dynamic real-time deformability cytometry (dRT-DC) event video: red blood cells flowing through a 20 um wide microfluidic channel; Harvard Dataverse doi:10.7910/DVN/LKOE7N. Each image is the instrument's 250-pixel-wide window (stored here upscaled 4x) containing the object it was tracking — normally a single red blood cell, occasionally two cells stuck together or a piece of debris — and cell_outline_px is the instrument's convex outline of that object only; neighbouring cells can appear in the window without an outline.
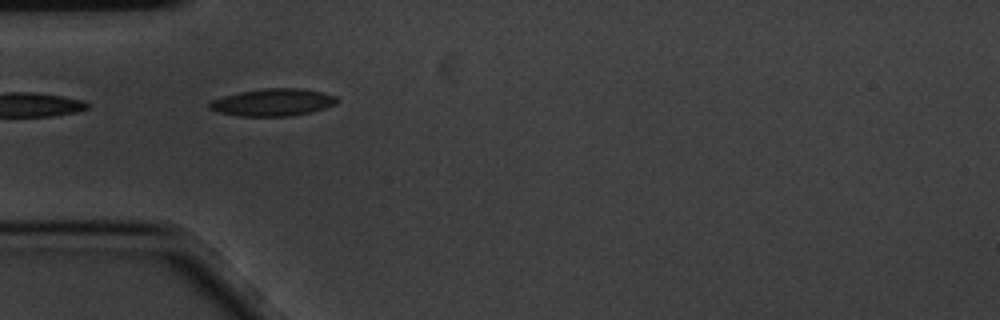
{"species": "common noctule bat (a hibernating species)", "species_latin": "Nyctalus noctula", "temperature_condition": "cold", "stored_images_in_passage": 3, "camera_frame_rate_fps": 3000, "um_per_image_px": 0.085, "animal": {"sex": "male", "body_mass_g": 20.1, "forearm_length_mm": 53.5}, "frame": {"image": 1, "passage_image": 2, "time_ms": 0.333, "image_size_px": [1000, 320], "cell_outline_px": [[336, 104], [312, 112], [292, 116], [236, 116], [216, 112], [208, 108], [208, 104], [212, 100], [224, 96], [240, 92], [264, 88], [300, 88], [324, 92], [336, 96]], "centroid_in_image_um": [23.18, 8.7], "position_along_channel_um": 61.8, "area_um2": 20.4}}